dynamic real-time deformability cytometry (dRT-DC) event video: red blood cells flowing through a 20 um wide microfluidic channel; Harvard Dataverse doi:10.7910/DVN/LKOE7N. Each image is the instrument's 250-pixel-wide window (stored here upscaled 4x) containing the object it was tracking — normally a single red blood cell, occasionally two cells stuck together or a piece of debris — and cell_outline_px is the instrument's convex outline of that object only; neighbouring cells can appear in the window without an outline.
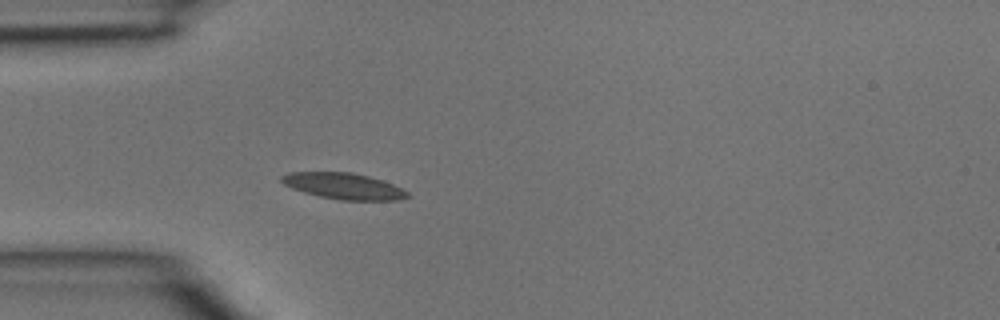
{"species": "common noctule bat (a hibernating species)", "species_latin": "Nyctalus noctula", "temperature_condition": "room temperature", "stored_images_in_passage": 3, "camera_frame_rate_fps": 3000, "um_per_image_px": 0.085, "animal": {"sex": "male", "body_mass_g": 15.6}, "frame": {"image": 1, "passage_image": 3, "time_ms": 0.667, "image_size_px": [1000, 320], "cell_outline_px": [[408, 196], [396, 200], [340, 200], [320, 196], [304, 192], [292, 188], [284, 184], [280, 180], [280, 176], [288, 172], [352, 172], [368, 176], [392, 184], [408, 192]], "centroid_in_image_um": [29.15, 15.81], "position_along_channel_um": 55.8, "area_um2": 18.96}}